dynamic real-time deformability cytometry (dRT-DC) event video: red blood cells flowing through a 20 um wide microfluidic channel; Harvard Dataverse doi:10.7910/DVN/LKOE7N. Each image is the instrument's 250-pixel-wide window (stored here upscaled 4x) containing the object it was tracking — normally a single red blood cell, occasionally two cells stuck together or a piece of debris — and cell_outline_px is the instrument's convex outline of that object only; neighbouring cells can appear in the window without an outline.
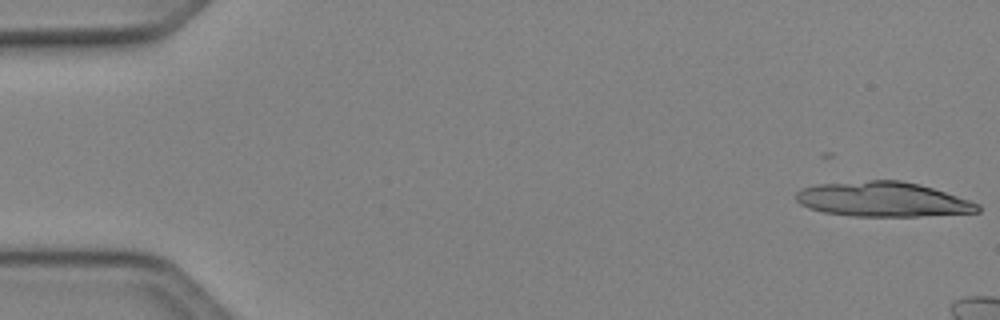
{"species": "Egyptian fruit bat (a non-hibernating species)", "species_latin": "Rousettus aegyptiacus", "temperature_condition": "cold", "stored_images_in_passage": 13, "camera_frame_rate_fps": 3000, "um_per_image_px": 0.085, "animal": {"sex": "female"}, "frame": {"image": 1, "passage_image": 1, "time_ms": 0.0, "image_size_px": [1000, 320], "cell_outline_px": [[980, 212], [916, 216], [852, 216], [824, 212], [808, 208], [800, 204], [796, 200], [796, 192], [800, 188], [816, 184], [868, 180], [900, 180], [920, 184], [980, 204]], "centroid_in_image_um": [74.99, 16.94], "position_along_channel_um": 10.0, "area_um2": 36.76}}